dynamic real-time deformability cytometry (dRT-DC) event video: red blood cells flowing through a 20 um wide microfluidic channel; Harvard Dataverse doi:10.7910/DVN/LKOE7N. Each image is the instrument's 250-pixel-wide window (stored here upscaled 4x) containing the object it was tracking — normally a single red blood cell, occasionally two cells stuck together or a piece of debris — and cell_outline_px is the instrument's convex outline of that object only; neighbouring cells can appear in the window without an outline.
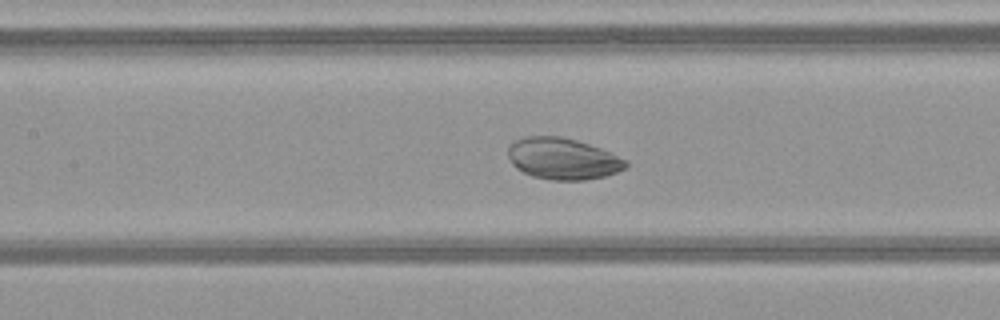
{"species": "common noctule bat (a hibernating species)", "species_latin": "Nyctalus noctula", "temperature_condition": "warm", "stored_images_in_passage": 51, "camera_frame_rate_fps": 3000, "um_per_image_px": 0.085, "animal": {"sex": "female", "body_mass_g": 21.9}, "frame": {"image": 1, "passage_image": 24, "time_ms": 7.667, "image_size_px": [1000, 320], "cell_outline_px": [[628, 168], [604, 176], [584, 180], [552, 180], [532, 176], [516, 168], [512, 164], [508, 156], [508, 148], [516, 140], [524, 136], [560, 136], [576, 140], [600, 148], [628, 160]], "centroid_in_image_um": [47.85, 13.49], "position_along_channel_um": 159.6, "area_um2": 28.44}}
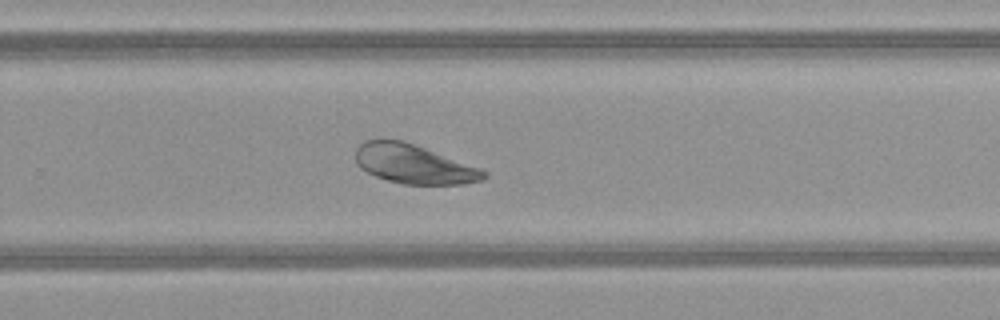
{"frame": {"image": 2, "passage_image": 34, "time_ms": 11.0, "image_size_px": [1000, 320], "cell_outline_px": [[488, 176], [484, 180], [464, 184], [404, 184], [388, 180], [376, 176], [360, 168], [356, 164], [356, 148], [364, 140], [380, 136], [400, 140], [424, 148], [480, 168], [488, 172]], "centroid_in_image_um": [35.13, 13.92], "position_along_channel_um": 294.7, "area_um2": 29.42}}
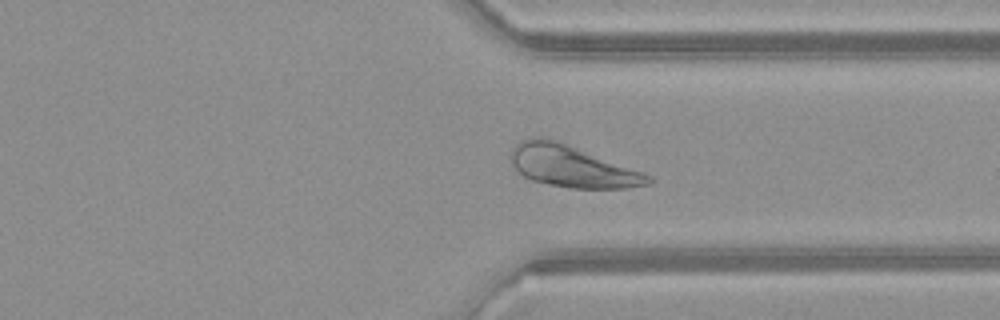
{"frame": {"image": 3, "passage_image": 39, "time_ms": 12.667, "image_size_px": [1000, 320], "cell_outline_px": [[652, 180], [648, 184], [628, 188], [572, 188], [548, 184], [532, 180], [524, 176], [512, 164], [508, 156], [512, 148], [520, 140], [536, 136], [540, 136], [556, 140], [644, 172], [652, 176]], "centroid_in_image_um": [48.59, 14.12], "position_along_channel_um": 362.8, "area_um2": 33.35}}